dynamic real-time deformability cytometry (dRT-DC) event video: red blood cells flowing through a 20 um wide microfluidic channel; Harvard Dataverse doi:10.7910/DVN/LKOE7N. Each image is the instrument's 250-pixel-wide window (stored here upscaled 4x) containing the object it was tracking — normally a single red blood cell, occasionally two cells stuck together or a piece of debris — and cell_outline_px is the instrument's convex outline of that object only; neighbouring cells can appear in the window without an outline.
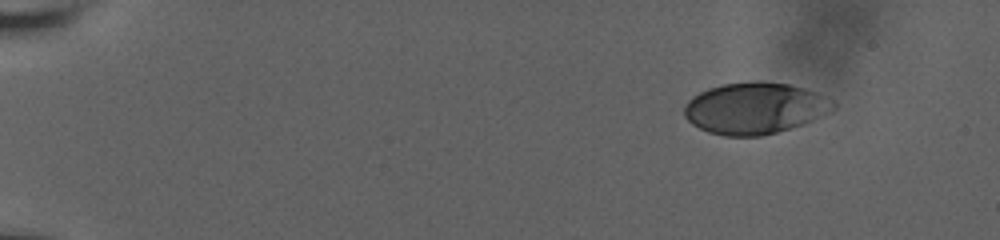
{"species": "human", "species_latin": "Homo sapiens", "temperature_condition": "room temperature", "stored_images_in_passage": 5, "camera_frame_rate_fps": 3000, "um_per_image_px": 0.085, "donor": {"sex": "male"}, "frame": {"image": 1, "passage_image": 1, "time_ms": 0.0, "image_size_px": [1000, 240], "cell_outline_px": [[836, 108], [812, 120], [776, 132], [760, 136], [724, 136], [708, 132], [692, 124], [684, 116], [684, 108], [688, 100], [692, 96], [708, 88], [724, 84], [788, 84], [804, 88], [816, 92], [824, 96], [836, 104]], "centroid_in_image_um": [64.12, 9.23], "position_along_channel_um": 20.9, "area_um2": 43.52}}
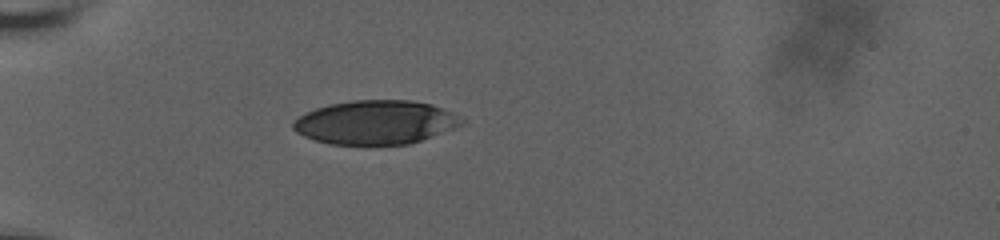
{"frame": {"image": 2, "passage_image": 5, "time_ms": 4.0, "image_size_px": [1000, 240], "cell_outline_px": [[464, 124], [420, 140], [408, 144], [328, 144], [304, 136], [296, 132], [292, 128], [292, 124], [300, 116], [316, 108], [328, 104], [352, 100], [412, 100], [432, 104], [452, 112], [464, 120]], "centroid_in_image_um": [31.92, 10.39], "position_along_channel_um": 53.1, "area_um2": 42.77}}